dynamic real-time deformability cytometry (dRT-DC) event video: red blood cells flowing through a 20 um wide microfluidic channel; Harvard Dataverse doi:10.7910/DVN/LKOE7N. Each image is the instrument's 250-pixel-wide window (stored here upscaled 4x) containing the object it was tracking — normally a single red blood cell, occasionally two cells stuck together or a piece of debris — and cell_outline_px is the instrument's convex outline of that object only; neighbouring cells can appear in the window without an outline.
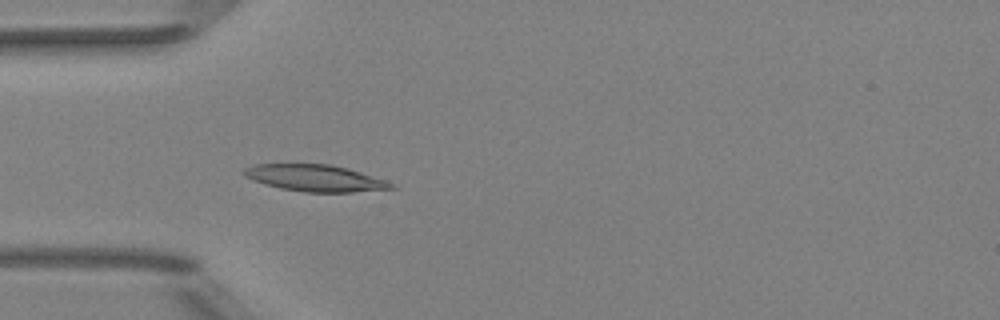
{"species": "Egyptian fruit bat (a non-hibernating species)", "species_latin": "Rousettus aegyptiacus", "temperature_condition": "room temperature", "stored_images_in_passage": 51, "camera_frame_rate_fps": 3000, "um_per_image_px": 0.085, "animal": {"sex": "female"}, "frame": {"image": 1, "passage_image": 15, "time_ms": 4.667, "image_size_px": [1000, 320], "cell_outline_px": [[396, 188], [352, 192], [304, 192], [280, 188], [264, 184], [252, 180], [244, 176], [244, 168], [252, 164], [332, 164], [348, 168], [396, 184]], "centroid_in_image_um": [26.77, 15.13], "position_along_channel_um": 58.2, "area_um2": 22.89}}
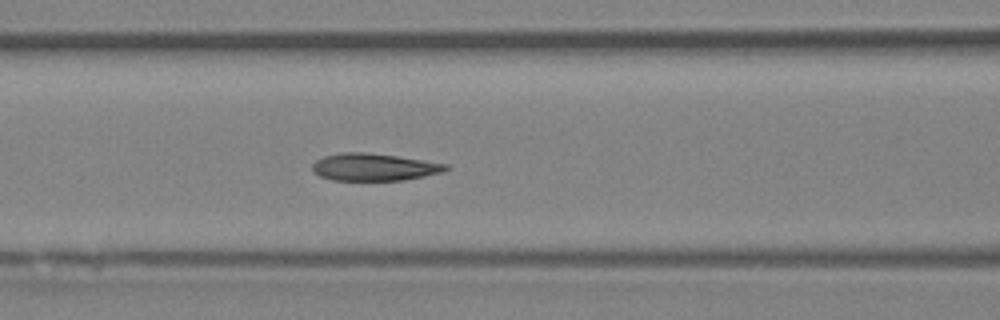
{"frame": {"image": 2, "passage_image": 21, "time_ms": 6.667, "image_size_px": [1000, 320], "cell_outline_px": [[452, 168], [444, 172], [404, 180], [332, 180], [320, 176], [312, 168], [312, 164], [316, 160], [324, 156], [340, 152], [364, 152], [396, 156], [424, 160], [448, 164]], "centroid_in_image_um": [31.83, 14.2], "position_along_channel_um": 134.8, "area_um2": 21.27}}
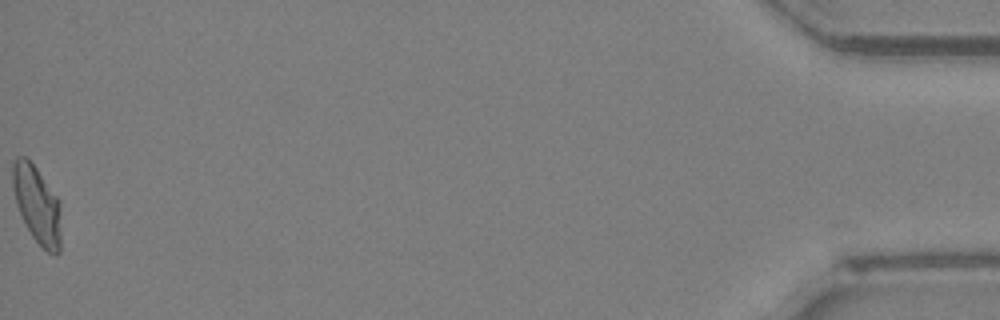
{"frame": {"image": 3, "passage_image": 51, "time_ms": 16.667, "image_size_px": [1000, 320], "cell_outline_px": [[60, 252], [56, 256], [48, 252], [32, 236], [16, 204], [12, 184], [12, 164], [16, 156], [24, 156], [36, 168], [60, 200]], "centroid_in_image_um": [3.15, 17.38], "position_along_channel_um": 432.0, "area_um2": 21.68}, "authors_computed_cell_mechanics": {"area_um2": 22.0218, "velocity_mm_per_s": 3.9978, "shape_relaxation_time_tau1_ms": 6.4354, "shape_relaxation_time_tau2_ms": 1.1299, "deformation_change_tau1": 0.1676, "deformation_change_tau2": 0.0669}}